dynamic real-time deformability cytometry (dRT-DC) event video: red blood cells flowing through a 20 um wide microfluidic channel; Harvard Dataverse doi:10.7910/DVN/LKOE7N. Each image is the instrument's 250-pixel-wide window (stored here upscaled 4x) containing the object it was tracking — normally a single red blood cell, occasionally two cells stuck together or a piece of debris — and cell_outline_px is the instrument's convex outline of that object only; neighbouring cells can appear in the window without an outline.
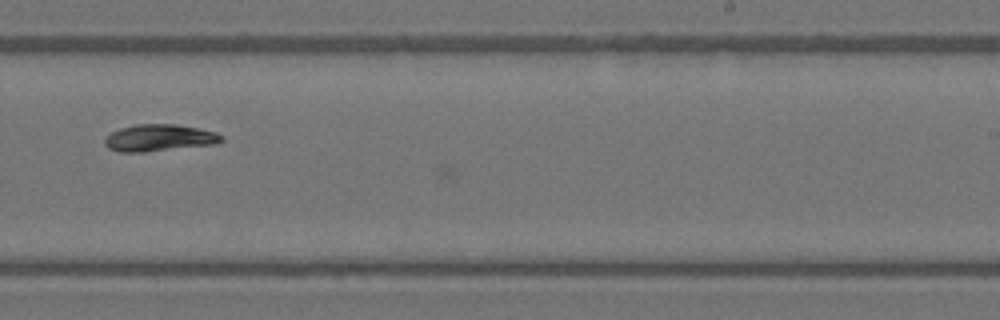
{"species": "Egyptian fruit bat (a non-hibernating species)", "species_latin": "Rousettus aegyptiacus", "temperature_condition": "warm", "stored_images_in_passage": 24, "camera_frame_rate_fps": 3000, "um_per_image_px": 0.085, "animal": {"sex": "female"}, "frame": {"image": 1, "passage_image": 23, "time_ms": 7.333, "image_size_px": [1000, 320], "cell_outline_px": [[224, 140], [216, 144], [144, 152], [120, 152], [108, 148], [104, 144], [104, 140], [112, 132], [120, 128], [136, 124], [176, 124], [216, 132], [224, 136]], "centroid_in_image_um": [13.55, 11.72], "position_along_channel_um": 275.5, "area_um2": 18.26}}